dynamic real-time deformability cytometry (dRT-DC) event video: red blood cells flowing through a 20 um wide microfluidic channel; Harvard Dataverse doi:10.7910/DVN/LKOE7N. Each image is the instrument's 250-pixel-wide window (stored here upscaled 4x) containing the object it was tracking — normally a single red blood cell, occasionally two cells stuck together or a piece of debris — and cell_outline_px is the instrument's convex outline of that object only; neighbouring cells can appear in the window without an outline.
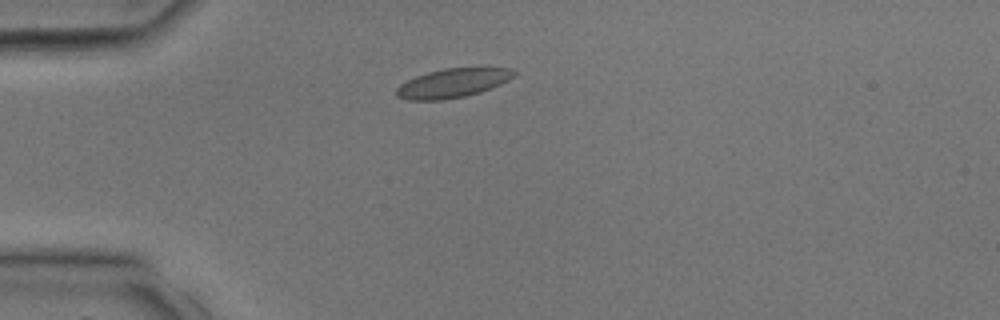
{"species": "common noctule bat (a hibernating species)", "species_latin": "Nyctalus noctula", "temperature_condition": "room temperature", "stored_images_in_passage": 26, "camera_frame_rate_fps": 3000, "um_per_image_px": 0.085, "animal": {"sex": "male", "body_mass_g": 17.9, "forearm_length_mm": 54.2}, "frame": {"image": 1, "passage_image": 1, "time_ms": 0.0, "image_size_px": [1000, 320], "cell_outline_px": [[516, 72], [508, 80], [500, 84], [480, 92], [464, 96], [444, 100], [408, 100], [396, 96], [396, 88], [400, 84], [416, 76], [428, 72], [444, 68], [512, 68]], "centroid_in_image_um": [38.44, 7.07], "position_along_channel_um": 46.6, "area_um2": 19.71}}
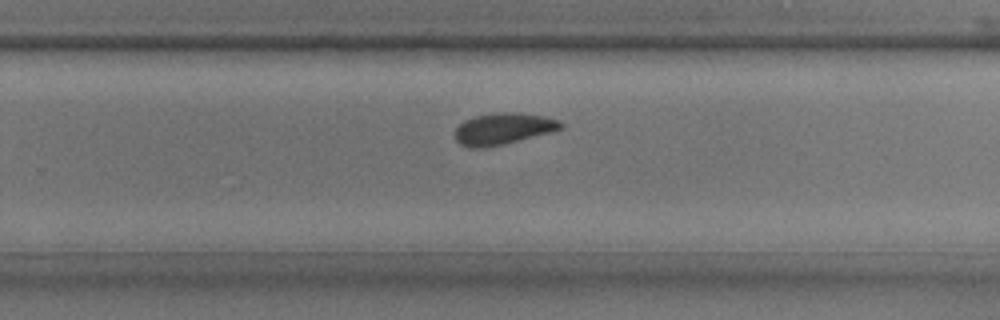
{"frame": {"image": 2, "passage_image": 14, "time_ms": 4.333, "image_size_px": [1000, 320], "cell_outline_px": [[564, 128], [556, 132], [504, 144], [484, 148], [468, 148], [460, 144], [456, 140], [456, 128], [464, 120], [476, 116], [500, 112], [516, 112], [544, 116], [560, 120], [564, 124]], "centroid_in_image_um": [42.84, 10.95], "position_along_channel_um": 287.0, "area_um2": 19.77}}
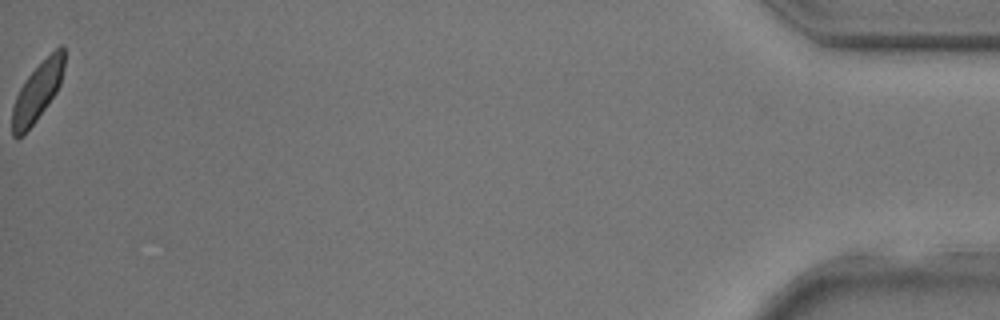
{"frame": {"image": 3, "passage_image": 26, "time_ms": 8.333, "image_size_px": [1000, 320], "cell_outline_px": [[64, 68], [60, 84], [56, 92], [36, 120], [16, 140], [12, 136], [12, 108], [16, 96], [20, 88], [28, 76], [60, 44], [64, 44]], "centroid_in_image_um": [3.18, 7.79], "position_along_channel_um": 432.0, "area_um2": 17.34}}